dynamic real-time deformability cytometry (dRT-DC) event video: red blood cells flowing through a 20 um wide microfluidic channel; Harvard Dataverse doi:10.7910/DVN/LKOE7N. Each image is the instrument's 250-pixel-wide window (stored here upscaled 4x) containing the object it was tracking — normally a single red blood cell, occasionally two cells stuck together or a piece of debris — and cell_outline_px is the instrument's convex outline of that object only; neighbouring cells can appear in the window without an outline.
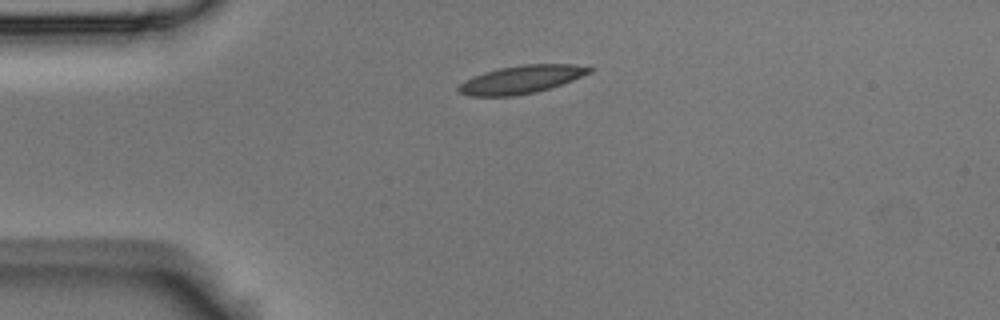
{"species": "Egyptian fruit bat (a non-hibernating species)", "species_latin": "Rousettus aegyptiacus", "temperature_condition": "room temperature", "stored_images_in_passage": 2, "camera_frame_rate_fps": 3000, "um_per_image_px": 0.085, "animal": {"sex": "male"}, "frame": {"image": 1, "passage_image": 1, "time_ms": 0.0, "image_size_px": [1000, 320], "cell_outline_px": [[596, 68], [592, 72], [572, 80], [536, 92], [516, 96], [472, 96], [456, 92], [456, 88], [464, 80], [484, 72], [500, 68], [524, 64], [572, 64]], "centroid_in_image_um": [44.29, 6.76], "position_along_channel_um": 40.7, "area_um2": 21.33}}